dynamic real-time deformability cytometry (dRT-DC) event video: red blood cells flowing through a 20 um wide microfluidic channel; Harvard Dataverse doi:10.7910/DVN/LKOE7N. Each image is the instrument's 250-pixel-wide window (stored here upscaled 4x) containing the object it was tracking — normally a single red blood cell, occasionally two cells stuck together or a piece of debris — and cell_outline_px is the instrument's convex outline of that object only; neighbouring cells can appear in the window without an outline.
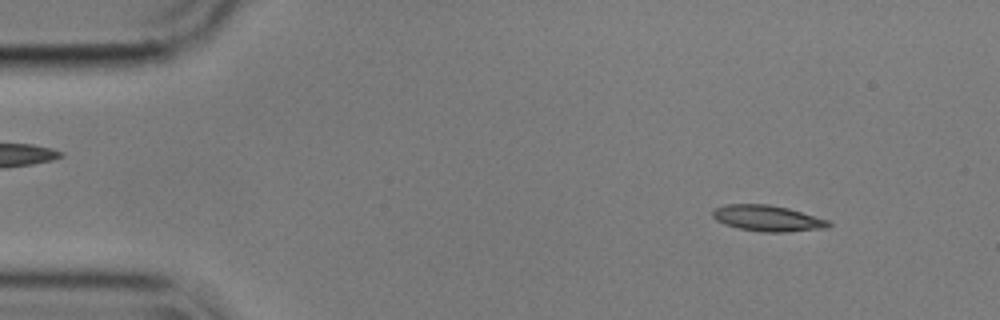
{"species": "common noctule bat (a hibernating species)", "species_latin": "Nyctalus noctula", "temperature_condition": "cold", "stored_images_in_passage": 54, "camera_frame_rate_fps": 3000, "um_per_image_px": 0.085, "animal": {"sex": "male", "body_mass_g": 17.9}, "frame": {"image": 1, "passage_image": 5, "time_ms": 1.333, "image_size_px": [1000, 320], "cell_outline_px": [[832, 224], [828, 228], [788, 232], [760, 232], [740, 228], [724, 224], [716, 220], [712, 216], [712, 208], [724, 204], [768, 204], [788, 208], [828, 220]], "centroid_in_image_um": [65.22, 18.55], "position_along_channel_um": 19.8, "area_um2": 17.69}}
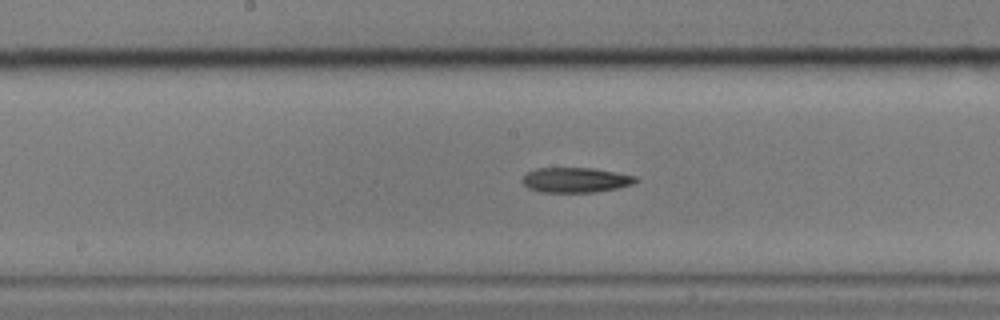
{"frame": {"image": 2, "passage_image": 27, "time_ms": 8.667, "image_size_px": [1000, 320], "cell_outline_px": [[640, 180], [632, 184], [616, 188], [596, 192], [540, 192], [528, 188], [520, 180], [528, 172], [536, 168], [592, 168], [616, 172], [636, 176]], "centroid_in_image_um": [48.92, 15.3], "position_along_channel_um": 199.3, "area_um2": 16.53}}
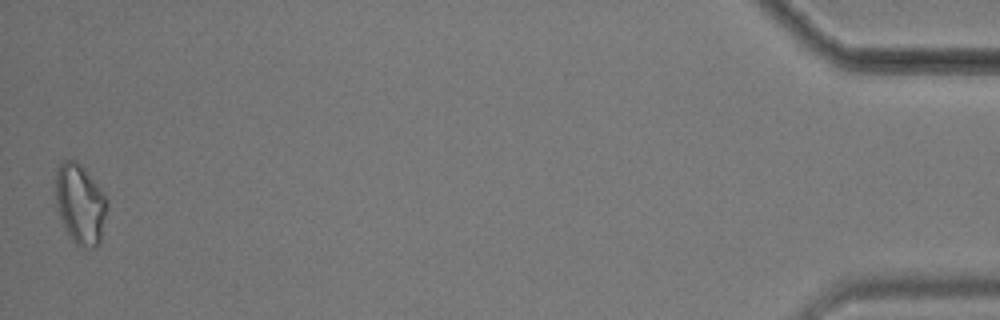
{"frame": {"image": 3, "passage_image": 54, "time_ms": 17.667, "image_size_px": [1000, 320], "cell_outline_px": [[108, 204], [100, 244], [96, 248], [80, 248], [72, 240], [60, 216], [56, 204], [56, 168], [64, 160], [76, 160], [84, 168], [104, 192], [108, 200]], "centroid_in_image_um": [6.85, 17.35], "position_along_channel_um": 428.4, "area_um2": 24.16}, "authors_computed_cell_mechanics": {"area_um2": 17.3111, "velocity_mm_per_s": 3.5565, "shape_relaxation_time_tau1_ms": 4.4177, "shape_relaxation_time_tau2_ms": null, "deformation_change_tau1": 0.1644, "deformation_change_tau2": null}}